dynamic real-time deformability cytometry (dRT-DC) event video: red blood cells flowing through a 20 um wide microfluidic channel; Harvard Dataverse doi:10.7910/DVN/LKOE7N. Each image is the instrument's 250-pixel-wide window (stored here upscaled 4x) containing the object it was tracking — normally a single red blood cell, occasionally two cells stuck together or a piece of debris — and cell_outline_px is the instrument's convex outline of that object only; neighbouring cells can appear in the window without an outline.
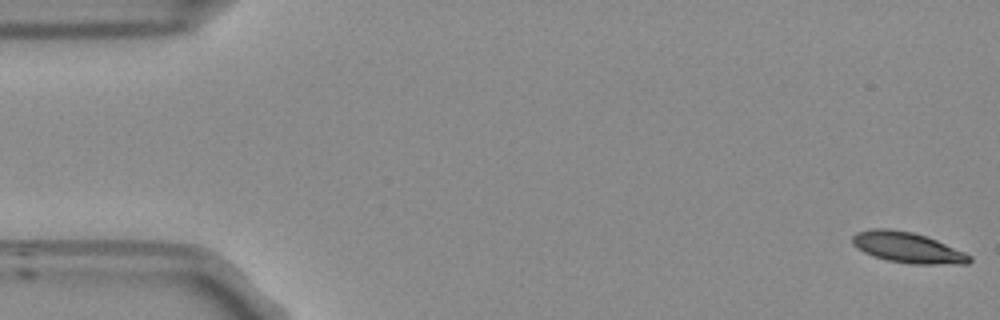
{"species": "Egyptian fruit bat (a non-hibernating species)", "species_latin": "Rousettus aegyptiacus", "temperature_condition": "room temperature", "stored_images_in_passage": 54, "camera_frame_rate_fps": 3000, "um_per_image_px": 0.085, "frame": {"image": 1, "passage_image": 1, "time_ms": 0.0, "image_size_px": [1000, 320], "cell_outline_px": [[972, 260], [968, 264], [912, 264], [888, 260], [872, 256], [864, 252], [852, 244], [852, 236], [856, 232], [872, 228], [888, 228], [912, 232], [936, 240], [964, 252], [972, 256]], "centroid_in_image_um": [77.12, 21.04], "position_along_channel_um": 7.9, "area_um2": 20.87}}
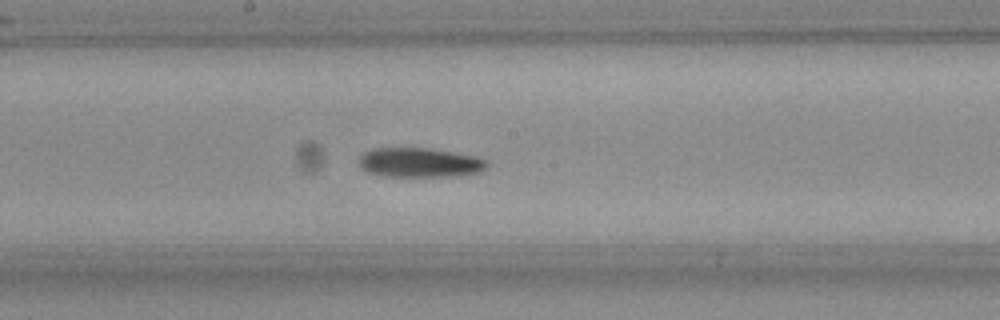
{"frame": {"image": 2, "passage_image": 28, "time_ms": 9.0, "image_size_px": [1000, 320], "cell_outline_px": [[488, 164], [480, 172], [460, 176], [384, 176], [368, 172], [360, 164], [360, 156], [364, 152], [372, 148], [428, 148], [476, 156], [484, 160]], "centroid_in_image_um": [35.68, 13.81], "position_along_channel_um": 212.5, "area_um2": 21.79}}
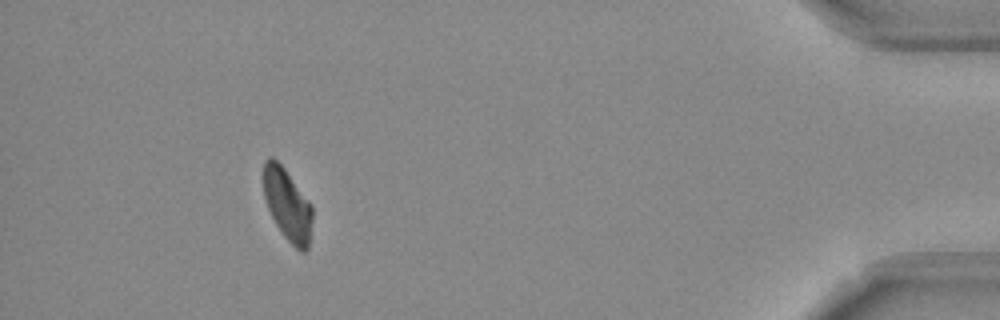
{"frame": {"image": 3, "passage_image": 49, "time_ms": 16.0, "image_size_px": [1000, 320], "cell_outline_px": [[312, 220], [308, 248], [304, 252], [300, 252], [284, 236], [276, 224], [268, 208], [264, 196], [264, 160], [268, 156], [272, 156], [284, 168], [312, 204]], "centroid_in_image_um": [24.44, 17.39], "position_along_channel_um": 410.8, "area_um2": 20.35}}